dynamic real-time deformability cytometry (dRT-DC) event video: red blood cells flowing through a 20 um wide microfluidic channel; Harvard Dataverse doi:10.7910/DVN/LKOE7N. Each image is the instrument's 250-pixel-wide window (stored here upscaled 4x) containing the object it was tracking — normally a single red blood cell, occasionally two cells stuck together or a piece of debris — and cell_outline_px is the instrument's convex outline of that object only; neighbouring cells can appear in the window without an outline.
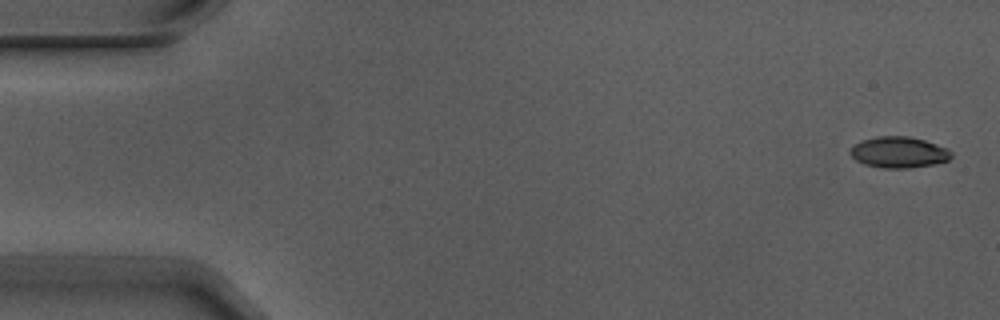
{"species": "Egyptian fruit bat (a non-hibernating species)", "species_latin": "Rousettus aegyptiacus", "temperature_condition": "warm", "stored_images_in_passage": 6, "camera_frame_rate_fps": 3000, "um_per_image_px": 0.085, "animal": {"sex": "male"}, "frame": {"image": 1, "passage_image": 1, "time_ms": 0.0, "image_size_px": [1000, 320], "cell_outline_px": [[952, 156], [948, 160], [932, 164], [908, 168], [884, 168], [864, 164], [856, 160], [848, 152], [860, 140], [876, 136], [908, 136], [924, 140], [948, 148], [952, 152]], "centroid_in_image_um": [76.39, 12.93], "position_along_channel_um": 8.6, "area_um2": 18.26}}